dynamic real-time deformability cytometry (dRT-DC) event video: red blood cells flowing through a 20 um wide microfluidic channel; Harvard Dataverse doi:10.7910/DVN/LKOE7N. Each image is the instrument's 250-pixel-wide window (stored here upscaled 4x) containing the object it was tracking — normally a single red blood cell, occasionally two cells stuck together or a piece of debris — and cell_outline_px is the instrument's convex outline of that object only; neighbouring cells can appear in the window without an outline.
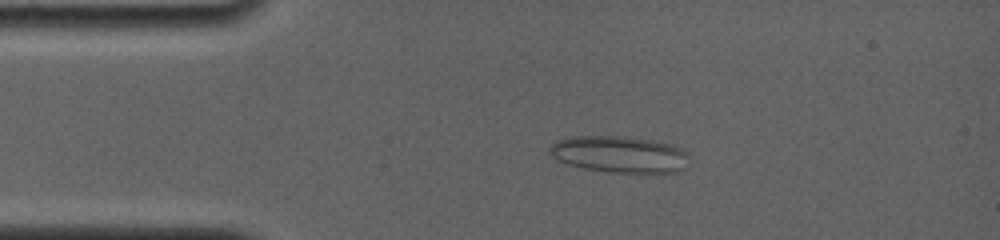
{"species": "common noctule bat (a hibernating species)", "species_latin": "Nyctalus noctula", "temperature_condition": "room temperature", "stored_images_in_passage": 33, "camera_frame_rate_fps": 4000, "um_per_image_px": 0.085, "animal": {"sex": "female", "body_mass_g": 19.0, "forearm_length_mm": 56.7}, "frame": {"image": 1, "passage_image": 8, "time_ms": 2.75, "image_size_px": [1000, 240], "cell_outline_px": [[688, 156], [684, 168], [680, 172], [608, 172], [584, 168], [568, 164], [552, 156], [548, 152], [548, 148], [556, 140], [576, 136], [624, 136], [652, 140], [668, 144], [680, 148], [688, 152]], "centroid_in_image_um": [52.64, 13.11], "position_along_channel_um": 32.4, "area_um2": 29.59}}
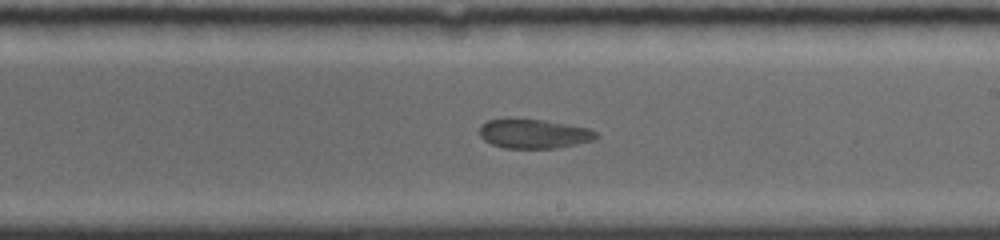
{"frame": {"image": 2, "passage_image": 24, "time_ms": 9.25, "image_size_px": [1000, 240], "cell_outline_px": [[600, 136], [592, 140], [576, 144], [556, 148], [504, 148], [492, 144], [484, 140], [480, 136], [480, 128], [488, 120], [544, 120], [588, 128], [596, 132]], "centroid_in_image_um": [45.41, 11.39], "position_along_channel_um": 243.6, "area_um2": 19.42}}
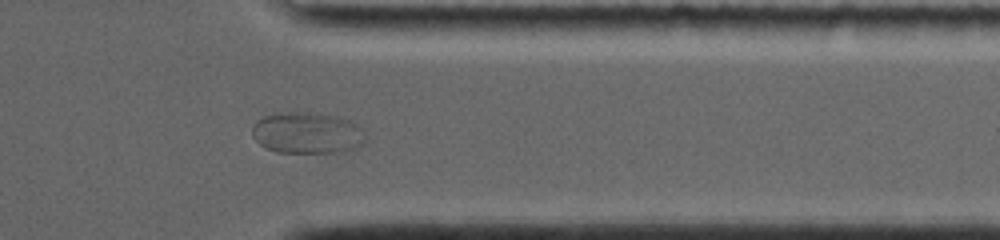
{"frame": {"image": 3, "passage_image": 33, "time_ms": 13.0, "image_size_px": [1000, 240], "cell_outline_px": [[368, 140], [364, 144], [344, 152], [276, 152], [264, 148], [252, 136], [252, 128], [256, 120], [264, 116], [288, 112], [296, 112], [336, 116], [348, 120], [364, 128], [368, 136]], "centroid_in_image_um": [26.16, 11.32], "position_along_channel_um": 385.2, "area_um2": 27.51}}